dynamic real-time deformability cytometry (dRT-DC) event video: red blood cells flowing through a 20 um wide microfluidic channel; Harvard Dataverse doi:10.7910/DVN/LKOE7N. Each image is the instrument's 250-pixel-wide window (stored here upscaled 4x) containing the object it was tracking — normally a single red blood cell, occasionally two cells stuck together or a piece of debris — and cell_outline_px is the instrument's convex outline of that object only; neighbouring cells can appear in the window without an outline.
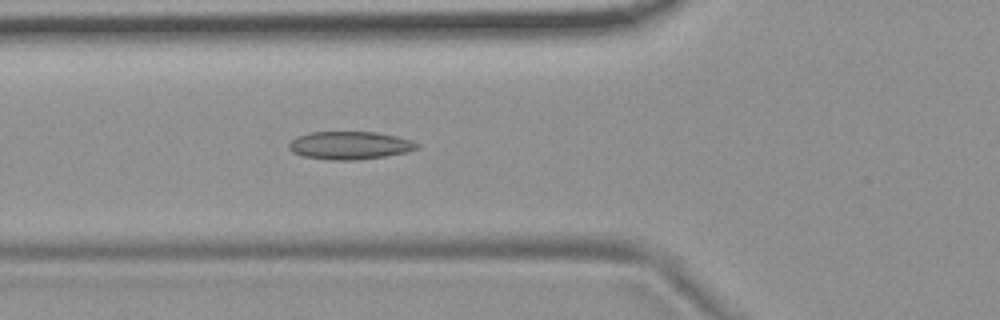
{"species": "common noctule bat (a hibernating species)", "species_latin": "Nyctalus noctula", "temperature_condition": "room temperature", "stored_images_in_passage": 52, "camera_frame_rate_fps": 3000, "um_per_image_px": 0.085, "animal": {"sex": "female", "body_mass_g": 19.9}, "frame": {"image": 1, "passage_image": 18, "time_ms": 5.667, "image_size_px": [1000, 320], "cell_outline_px": [[420, 148], [408, 152], [384, 156], [356, 160], [328, 160], [304, 156], [292, 152], [288, 148], [288, 144], [296, 136], [308, 132], [376, 132], [396, 136], [412, 140], [420, 144]], "centroid_in_image_um": [29.74, 12.35], "position_along_channel_um": 96.1, "area_um2": 21.04}}
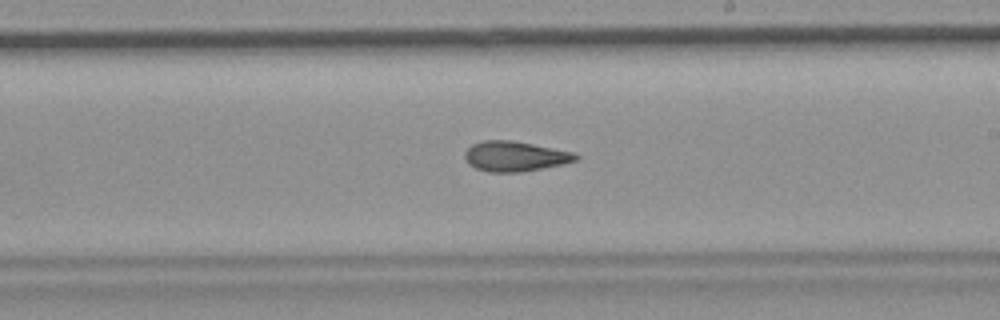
{"frame": {"image": 2, "passage_image": 30, "time_ms": 9.667, "image_size_px": [1000, 320], "cell_outline_px": [[580, 156], [576, 160], [560, 164], [520, 172], [488, 172], [476, 168], [468, 164], [464, 156], [464, 152], [472, 144], [484, 140], [512, 140], [572, 152]], "centroid_in_image_um": [43.71, 13.28], "position_along_channel_um": 245.3, "area_um2": 19.19}}
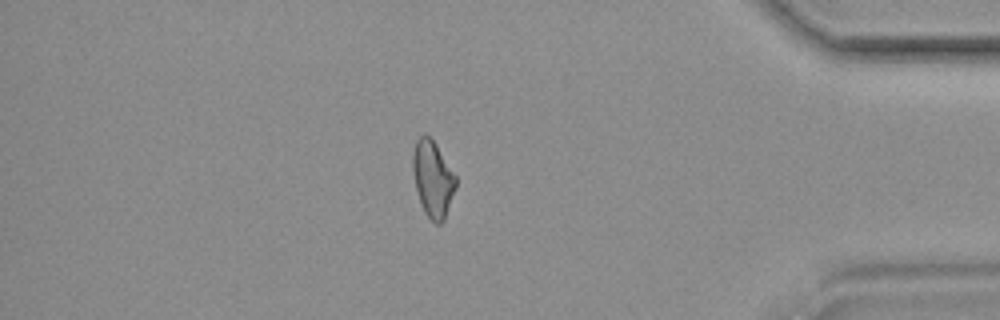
{"frame": {"image": 3, "passage_image": 45, "time_ms": 14.667, "image_size_px": [1000, 320], "cell_outline_px": [[456, 188], [444, 220], [440, 224], [436, 224], [424, 212], [416, 188], [412, 168], [412, 156], [416, 140], [424, 132], [436, 144], [456, 176]], "centroid_in_image_um": [36.79, 15.19], "position_along_channel_um": 398.4, "area_um2": 18.96}, "authors_computed_cell_mechanics": {"area_um2": 19.7387, "velocity_mm_per_s": 3.734, "shape_relaxation_time_tau1_ms": null, "shape_relaxation_time_tau2_ms": 4.1621, "deformation_change_tau1": null, "deformation_change_tau2": 0.104}}